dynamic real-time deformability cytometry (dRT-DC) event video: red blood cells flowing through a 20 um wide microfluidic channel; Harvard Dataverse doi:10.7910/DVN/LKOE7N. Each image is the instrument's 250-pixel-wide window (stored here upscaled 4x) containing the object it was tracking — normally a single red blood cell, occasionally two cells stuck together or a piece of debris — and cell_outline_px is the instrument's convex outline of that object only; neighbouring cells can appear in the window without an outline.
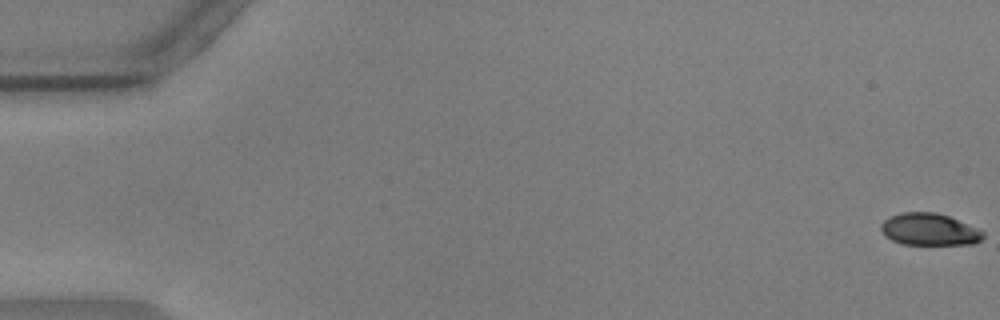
{"species": "common noctule bat (a hibernating species)", "species_latin": "Nyctalus noctula", "temperature_condition": "warm", "stored_images_in_passage": 57, "camera_frame_rate_fps": 3000, "um_per_image_px": 0.085, "animal": {"sex": "male", "body_mass_g": 17.9, "forearm_length_mm": 54.2}, "frame": {"image": 1, "passage_image": 1, "time_ms": 0.0, "image_size_px": [1000, 320], "cell_outline_px": [[984, 236], [976, 244], [904, 244], [892, 240], [884, 236], [880, 228], [880, 224], [884, 220], [900, 212], [936, 212], [948, 216], [976, 228], [984, 232]], "centroid_in_image_um": [78.97, 19.5], "position_along_channel_um": 6.0, "area_um2": 18.96}}
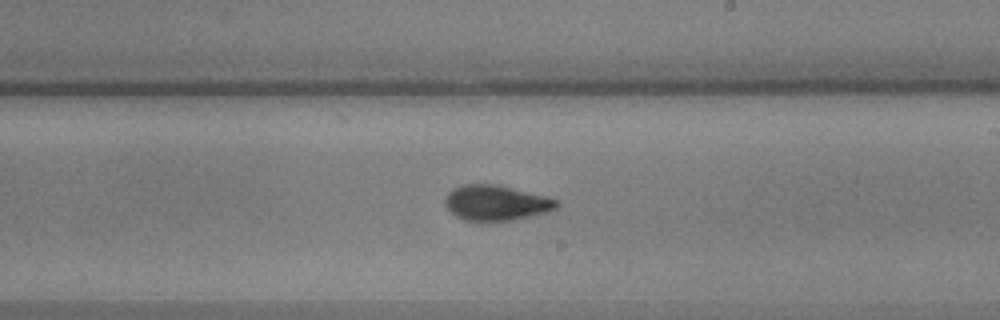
{"frame": {"image": 2, "passage_image": 34, "time_ms": 11.0, "image_size_px": [1000, 320], "cell_outline_px": [[560, 204], [556, 208], [548, 212], [512, 220], [464, 220], [456, 216], [444, 204], [444, 200], [448, 192], [464, 184], [496, 184], [548, 196], [560, 200]], "centroid_in_image_um": [42.22, 17.23], "position_along_channel_um": 246.8, "area_um2": 22.89}}
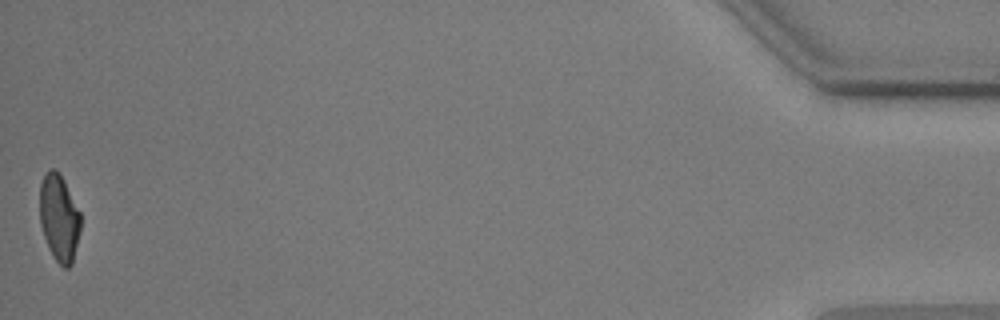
{"frame": {"image": 3, "passage_image": 57, "time_ms": 18.667, "image_size_px": [1000, 320], "cell_outline_px": [[80, 232], [72, 264], [68, 268], [64, 268], [52, 256], [48, 248], [40, 224], [40, 184], [48, 168], [56, 168], [60, 172], [80, 212]], "centroid_in_image_um": [5.02, 18.51], "position_along_channel_um": 430.2, "area_um2": 20.87}, "authors_computed_cell_mechanics": {"area_um2": 21.8484, "velocity_mm_per_s": 3.5926, "shape_relaxation_time_tau1_ms": 5.087, "shape_relaxation_time_tau2_ms": 1.6759, "deformation_change_tau1": 0.1558, "deformation_change_tau2": 0.0674}}